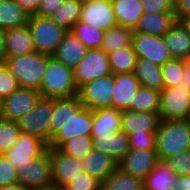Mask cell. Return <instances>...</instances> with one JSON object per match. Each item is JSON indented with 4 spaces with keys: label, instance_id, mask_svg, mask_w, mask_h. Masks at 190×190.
I'll list each match as a JSON object with an SVG mask.
<instances>
[{
    "label": "cell",
    "instance_id": "f35d334b",
    "mask_svg": "<svg viewBox=\"0 0 190 190\" xmlns=\"http://www.w3.org/2000/svg\"><path fill=\"white\" fill-rule=\"evenodd\" d=\"M20 134L21 130L17 121L0 118V155L16 143Z\"/></svg>",
    "mask_w": 190,
    "mask_h": 190
},
{
    "label": "cell",
    "instance_id": "11a10c76",
    "mask_svg": "<svg viewBox=\"0 0 190 190\" xmlns=\"http://www.w3.org/2000/svg\"><path fill=\"white\" fill-rule=\"evenodd\" d=\"M25 190H51V188H37V187H33V188H25Z\"/></svg>",
    "mask_w": 190,
    "mask_h": 190
},
{
    "label": "cell",
    "instance_id": "ba28073f",
    "mask_svg": "<svg viewBox=\"0 0 190 190\" xmlns=\"http://www.w3.org/2000/svg\"><path fill=\"white\" fill-rule=\"evenodd\" d=\"M73 73L78 88L89 81L112 74L108 54L101 48L88 49Z\"/></svg>",
    "mask_w": 190,
    "mask_h": 190
},
{
    "label": "cell",
    "instance_id": "d590c367",
    "mask_svg": "<svg viewBox=\"0 0 190 190\" xmlns=\"http://www.w3.org/2000/svg\"><path fill=\"white\" fill-rule=\"evenodd\" d=\"M88 49L101 48L105 31L91 28L89 24L82 21L76 22L70 30Z\"/></svg>",
    "mask_w": 190,
    "mask_h": 190
},
{
    "label": "cell",
    "instance_id": "74e56055",
    "mask_svg": "<svg viewBox=\"0 0 190 190\" xmlns=\"http://www.w3.org/2000/svg\"><path fill=\"white\" fill-rule=\"evenodd\" d=\"M184 59L172 58L161 66L164 88L180 86L183 78Z\"/></svg>",
    "mask_w": 190,
    "mask_h": 190
},
{
    "label": "cell",
    "instance_id": "52a82bcc",
    "mask_svg": "<svg viewBox=\"0 0 190 190\" xmlns=\"http://www.w3.org/2000/svg\"><path fill=\"white\" fill-rule=\"evenodd\" d=\"M160 97V120L190 118L189 88L182 85L164 88Z\"/></svg>",
    "mask_w": 190,
    "mask_h": 190
},
{
    "label": "cell",
    "instance_id": "7dc6e473",
    "mask_svg": "<svg viewBox=\"0 0 190 190\" xmlns=\"http://www.w3.org/2000/svg\"><path fill=\"white\" fill-rule=\"evenodd\" d=\"M175 18L177 21L183 22L190 18V0H175Z\"/></svg>",
    "mask_w": 190,
    "mask_h": 190
},
{
    "label": "cell",
    "instance_id": "bcb514c9",
    "mask_svg": "<svg viewBox=\"0 0 190 190\" xmlns=\"http://www.w3.org/2000/svg\"><path fill=\"white\" fill-rule=\"evenodd\" d=\"M65 0H42L35 15L50 17Z\"/></svg>",
    "mask_w": 190,
    "mask_h": 190
},
{
    "label": "cell",
    "instance_id": "ee69618b",
    "mask_svg": "<svg viewBox=\"0 0 190 190\" xmlns=\"http://www.w3.org/2000/svg\"><path fill=\"white\" fill-rule=\"evenodd\" d=\"M17 183L18 170L4 155H0V187Z\"/></svg>",
    "mask_w": 190,
    "mask_h": 190
},
{
    "label": "cell",
    "instance_id": "83f0119b",
    "mask_svg": "<svg viewBox=\"0 0 190 190\" xmlns=\"http://www.w3.org/2000/svg\"><path fill=\"white\" fill-rule=\"evenodd\" d=\"M92 138L94 149L111 155L117 163H119L130 149L128 137L122 131L107 136Z\"/></svg>",
    "mask_w": 190,
    "mask_h": 190
},
{
    "label": "cell",
    "instance_id": "3957f363",
    "mask_svg": "<svg viewBox=\"0 0 190 190\" xmlns=\"http://www.w3.org/2000/svg\"><path fill=\"white\" fill-rule=\"evenodd\" d=\"M43 98L61 99L78 95L73 69L51 56L39 90Z\"/></svg>",
    "mask_w": 190,
    "mask_h": 190
},
{
    "label": "cell",
    "instance_id": "c3c4849f",
    "mask_svg": "<svg viewBox=\"0 0 190 190\" xmlns=\"http://www.w3.org/2000/svg\"><path fill=\"white\" fill-rule=\"evenodd\" d=\"M28 15H35L42 0H14Z\"/></svg>",
    "mask_w": 190,
    "mask_h": 190
},
{
    "label": "cell",
    "instance_id": "6f0895ef",
    "mask_svg": "<svg viewBox=\"0 0 190 190\" xmlns=\"http://www.w3.org/2000/svg\"><path fill=\"white\" fill-rule=\"evenodd\" d=\"M2 100L0 99V118H1Z\"/></svg>",
    "mask_w": 190,
    "mask_h": 190
},
{
    "label": "cell",
    "instance_id": "7c38bea8",
    "mask_svg": "<svg viewBox=\"0 0 190 190\" xmlns=\"http://www.w3.org/2000/svg\"><path fill=\"white\" fill-rule=\"evenodd\" d=\"M132 47L137 57L148 59L159 66L173 58L169 48L165 45L163 36L134 32Z\"/></svg>",
    "mask_w": 190,
    "mask_h": 190
},
{
    "label": "cell",
    "instance_id": "7a4b0ae2",
    "mask_svg": "<svg viewBox=\"0 0 190 190\" xmlns=\"http://www.w3.org/2000/svg\"><path fill=\"white\" fill-rule=\"evenodd\" d=\"M50 55L34 52L15 57H5L4 64L20 87L41 89Z\"/></svg>",
    "mask_w": 190,
    "mask_h": 190
},
{
    "label": "cell",
    "instance_id": "8d00e7d4",
    "mask_svg": "<svg viewBox=\"0 0 190 190\" xmlns=\"http://www.w3.org/2000/svg\"><path fill=\"white\" fill-rule=\"evenodd\" d=\"M56 149L64 155L82 159L94 149L93 138L91 136L74 137L63 141Z\"/></svg>",
    "mask_w": 190,
    "mask_h": 190
},
{
    "label": "cell",
    "instance_id": "e575fe53",
    "mask_svg": "<svg viewBox=\"0 0 190 190\" xmlns=\"http://www.w3.org/2000/svg\"><path fill=\"white\" fill-rule=\"evenodd\" d=\"M132 101L129 110L145 113H159L160 111V92L150 88L140 87Z\"/></svg>",
    "mask_w": 190,
    "mask_h": 190
},
{
    "label": "cell",
    "instance_id": "9f6ffc18",
    "mask_svg": "<svg viewBox=\"0 0 190 190\" xmlns=\"http://www.w3.org/2000/svg\"><path fill=\"white\" fill-rule=\"evenodd\" d=\"M183 22L187 26L189 33H190V18L185 19Z\"/></svg>",
    "mask_w": 190,
    "mask_h": 190
},
{
    "label": "cell",
    "instance_id": "db71d44e",
    "mask_svg": "<svg viewBox=\"0 0 190 190\" xmlns=\"http://www.w3.org/2000/svg\"><path fill=\"white\" fill-rule=\"evenodd\" d=\"M51 190H68L66 187L63 186H53Z\"/></svg>",
    "mask_w": 190,
    "mask_h": 190
},
{
    "label": "cell",
    "instance_id": "8fae6325",
    "mask_svg": "<svg viewBox=\"0 0 190 190\" xmlns=\"http://www.w3.org/2000/svg\"><path fill=\"white\" fill-rule=\"evenodd\" d=\"M48 145L31 134H20L16 143L3 155L18 170L29 165L34 158L39 157L47 150Z\"/></svg>",
    "mask_w": 190,
    "mask_h": 190
},
{
    "label": "cell",
    "instance_id": "d6986e66",
    "mask_svg": "<svg viewBox=\"0 0 190 190\" xmlns=\"http://www.w3.org/2000/svg\"><path fill=\"white\" fill-rule=\"evenodd\" d=\"M121 121V131L126 135L156 133L160 117L159 113H145L126 109L122 110Z\"/></svg>",
    "mask_w": 190,
    "mask_h": 190
},
{
    "label": "cell",
    "instance_id": "cb8c5ba5",
    "mask_svg": "<svg viewBox=\"0 0 190 190\" xmlns=\"http://www.w3.org/2000/svg\"><path fill=\"white\" fill-rule=\"evenodd\" d=\"M93 112L91 137L107 136L121 132L122 110L115 108L97 109Z\"/></svg>",
    "mask_w": 190,
    "mask_h": 190
},
{
    "label": "cell",
    "instance_id": "1f68e13d",
    "mask_svg": "<svg viewBox=\"0 0 190 190\" xmlns=\"http://www.w3.org/2000/svg\"><path fill=\"white\" fill-rule=\"evenodd\" d=\"M101 190H145L144 180L117 168L101 182Z\"/></svg>",
    "mask_w": 190,
    "mask_h": 190
},
{
    "label": "cell",
    "instance_id": "7bdbcfd3",
    "mask_svg": "<svg viewBox=\"0 0 190 190\" xmlns=\"http://www.w3.org/2000/svg\"><path fill=\"white\" fill-rule=\"evenodd\" d=\"M65 187L68 190H101V182L88 173L82 172Z\"/></svg>",
    "mask_w": 190,
    "mask_h": 190
},
{
    "label": "cell",
    "instance_id": "4fadbf2b",
    "mask_svg": "<svg viewBox=\"0 0 190 190\" xmlns=\"http://www.w3.org/2000/svg\"><path fill=\"white\" fill-rule=\"evenodd\" d=\"M47 150L51 158L54 186L65 187L84 172L81 159L64 155L56 148L47 147Z\"/></svg>",
    "mask_w": 190,
    "mask_h": 190
},
{
    "label": "cell",
    "instance_id": "ffe728a7",
    "mask_svg": "<svg viewBox=\"0 0 190 190\" xmlns=\"http://www.w3.org/2000/svg\"><path fill=\"white\" fill-rule=\"evenodd\" d=\"M36 52L27 25L5 31V57H15Z\"/></svg>",
    "mask_w": 190,
    "mask_h": 190
},
{
    "label": "cell",
    "instance_id": "f5cc1de1",
    "mask_svg": "<svg viewBox=\"0 0 190 190\" xmlns=\"http://www.w3.org/2000/svg\"><path fill=\"white\" fill-rule=\"evenodd\" d=\"M83 4H88V3H95V2H100L103 0H81Z\"/></svg>",
    "mask_w": 190,
    "mask_h": 190
},
{
    "label": "cell",
    "instance_id": "44dd1931",
    "mask_svg": "<svg viewBox=\"0 0 190 190\" xmlns=\"http://www.w3.org/2000/svg\"><path fill=\"white\" fill-rule=\"evenodd\" d=\"M87 50L85 44L68 31L52 56L74 70L86 55Z\"/></svg>",
    "mask_w": 190,
    "mask_h": 190
},
{
    "label": "cell",
    "instance_id": "7402d4cb",
    "mask_svg": "<svg viewBox=\"0 0 190 190\" xmlns=\"http://www.w3.org/2000/svg\"><path fill=\"white\" fill-rule=\"evenodd\" d=\"M81 161L84 172L100 182L118 168V163L111 155L96 149L90 151Z\"/></svg>",
    "mask_w": 190,
    "mask_h": 190
},
{
    "label": "cell",
    "instance_id": "4316f807",
    "mask_svg": "<svg viewBox=\"0 0 190 190\" xmlns=\"http://www.w3.org/2000/svg\"><path fill=\"white\" fill-rule=\"evenodd\" d=\"M134 75L145 88L161 92L164 89L161 66L150 62L148 59L137 57Z\"/></svg>",
    "mask_w": 190,
    "mask_h": 190
},
{
    "label": "cell",
    "instance_id": "5bb4252c",
    "mask_svg": "<svg viewBox=\"0 0 190 190\" xmlns=\"http://www.w3.org/2000/svg\"><path fill=\"white\" fill-rule=\"evenodd\" d=\"M145 190H189L188 176H179L159 160L155 168L144 179Z\"/></svg>",
    "mask_w": 190,
    "mask_h": 190
},
{
    "label": "cell",
    "instance_id": "603a6c76",
    "mask_svg": "<svg viewBox=\"0 0 190 190\" xmlns=\"http://www.w3.org/2000/svg\"><path fill=\"white\" fill-rule=\"evenodd\" d=\"M165 45L173 58L188 59L190 55V33L184 22L175 21L163 36Z\"/></svg>",
    "mask_w": 190,
    "mask_h": 190
},
{
    "label": "cell",
    "instance_id": "681fc988",
    "mask_svg": "<svg viewBox=\"0 0 190 190\" xmlns=\"http://www.w3.org/2000/svg\"><path fill=\"white\" fill-rule=\"evenodd\" d=\"M181 85L190 88V60H184L183 78Z\"/></svg>",
    "mask_w": 190,
    "mask_h": 190
},
{
    "label": "cell",
    "instance_id": "2e32d148",
    "mask_svg": "<svg viewBox=\"0 0 190 190\" xmlns=\"http://www.w3.org/2000/svg\"><path fill=\"white\" fill-rule=\"evenodd\" d=\"M158 161L156 150L129 149L128 153L119 161L118 168L144 180Z\"/></svg>",
    "mask_w": 190,
    "mask_h": 190
},
{
    "label": "cell",
    "instance_id": "f907efd6",
    "mask_svg": "<svg viewBox=\"0 0 190 190\" xmlns=\"http://www.w3.org/2000/svg\"><path fill=\"white\" fill-rule=\"evenodd\" d=\"M5 31L0 27V62L5 60Z\"/></svg>",
    "mask_w": 190,
    "mask_h": 190
},
{
    "label": "cell",
    "instance_id": "d6a6232c",
    "mask_svg": "<svg viewBox=\"0 0 190 190\" xmlns=\"http://www.w3.org/2000/svg\"><path fill=\"white\" fill-rule=\"evenodd\" d=\"M108 60L112 74L133 73L137 55L131 45L110 52Z\"/></svg>",
    "mask_w": 190,
    "mask_h": 190
},
{
    "label": "cell",
    "instance_id": "8992f818",
    "mask_svg": "<svg viewBox=\"0 0 190 190\" xmlns=\"http://www.w3.org/2000/svg\"><path fill=\"white\" fill-rule=\"evenodd\" d=\"M114 74L102 76L89 81L78 88V97L86 107L92 111L112 108Z\"/></svg>",
    "mask_w": 190,
    "mask_h": 190
},
{
    "label": "cell",
    "instance_id": "4dcf8cb0",
    "mask_svg": "<svg viewBox=\"0 0 190 190\" xmlns=\"http://www.w3.org/2000/svg\"><path fill=\"white\" fill-rule=\"evenodd\" d=\"M134 30L121 24H116L105 31L101 49L109 54L116 49L132 45Z\"/></svg>",
    "mask_w": 190,
    "mask_h": 190
},
{
    "label": "cell",
    "instance_id": "ab89813d",
    "mask_svg": "<svg viewBox=\"0 0 190 190\" xmlns=\"http://www.w3.org/2000/svg\"><path fill=\"white\" fill-rule=\"evenodd\" d=\"M164 162L179 176H190V149L170 156Z\"/></svg>",
    "mask_w": 190,
    "mask_h": 190
},
{
    "label": "cell",
    "instance_id": "ac0fdd59",
    "mask_svg": "<svg viewBox=\"0 0 190 190\" xmlns=\"http://www.w3.org/2000/svg\"><path fill=\"white\" fill-rule=\"evenodd\" d=\"M112 108L126 110L134 101L140 82L134 73L114 74Z\"/></svg>",
    "mask_w": 190,
    "mask_h": 190
},
{
    "label": "cell",
    "instance_id": "f546056e",
    "mask_svg": "<svg viewBox=\"0 0 190 190\" xmlns=\"http://www.w3.org/2000/svg\"><path fill=\"white\" fill-rule=\"evenodd\" d=\"M29 16L14 0L0 2V27L4 30L27 25Z\"/></svg>",
    "mask_w": 190,
    "mask_h": 190
},
{
    "label": "cell",
    "instance_id": "5b68a950",
    "mask_svg": "<svg viewBox=\"0 0 190 190\" xmlns=\"http://www.w3.org/2000/svg\"><path fill=\"white\" fill-rule=\"evenodd\" d=\"M53 107L54 99L41 97L37 104L17 121L21 132L36 136L49 145Z\"/></svg>",
    "mask_w": 190,
    "mask_h": 190
},
{
    "label": "cell",
    "instance_id": "b9f144b4",
    "mask_svg": "<svg viewBox=\"0 0 190 190\" xmlns=\"http://www.w3.org/2000/svg\"><path fill=\"white\" fill-rule=\"evenodd\" d=\"M19 84L17 80L9 72L4 62H0V99H4L11 95Z\"/></svg>",
    "mask_w": 190,
    "mask_h": 190
},
{
    "label": "cell",
    "instance_id": "6da1fadb",
    "mask_svg": "<svg viewBox=\"0 0 190 190\" xmlns=\"http://www.w3.org/2000/svg\"><path fill=\"white\" fill-rule=\"evenodd\" d=\"M187 149H190V118L160 120L155 144L158 159L164 161Z\"/></svg>",
    "mask_w": 190,
    "mask_h": 190
},
{
    "label": "cell",
    "instance_id": "836d02e7",
    "mask_svg": "<svg viewBox=\"0 0 190 190\" xmlns=\"http://www.w3.org/2000/svg\"><path fill=\"white\" fill-rule=\"evenodd\" d=\"M82 5L81 0H65L50 17L58 25L70 31L80 20Z\"/></svg>",
    "mask_w": 190,
    "mask_h": 190
},
{
    "label": "cell",
    "instance_id": "60d3db41",
    "mask_svg": "<svg viewBox=\"0 0 190 190\" xmlns=\"http://www.w3.org/2000/svg\"><path fill=\"white\" fill-rule=\"evenodd\" d=\"M127 137L130 149L155 150L156 133H134Z\"/></svg>",
    "mask_w": 190,
    "mask_h": 190
},
{
    "label": "cell",
    "instance_id": "277c9868",
    "mask_svg": "<svg viewBox=\"0 0 190 190\" xmlns=\"http://www.w3.org/2000/svg\"><path fill=\"white\" fill-rule=\"evenodd\" d=\"M27 26L30 29L36 52L52 56L65 34V28L58 25L51 17L29 16Z\"/></svg>",
    "mask_w": 190,
    "mask_h": 190
},
{
    "label": "cell",
    "instance_id": "9a60e30c",
    "mask_svg": "<svg viewBox=\"0 0 190 190\" xmlns=\"http://www.w3.org/2000/svg\"><path fill=\"white\" fill-rule=\"evenodd\" d=\"M92 124V110L82 107L75 116L66 121L61 130L51 139L48 147L57 148L63 141L74 137L91 136Z\"/></svg>",
    "mask_w": 190,
    "mask_h": 190
},
{
    "label": "cell",
    "instance_id": "e0dca14e",
    "mask_svg": "<svg viewBox=\"0 0 190 190\" xmlns=\"http://www.w3.org/2000/svg\"><path fill=\"white\" fill-rule=\"evenodd\" d=\"M80 21L89 24L91 28L108 30L118 24L111 0L83 4Z\"/></svg>",
    "mask_w": 190,
    "mask_h": 190
},
{
    "label": "cell",
    "instance_id": "680465c9",
    "mask_svg": "<svg viewBox=\"0 0 190 190\" xmlns=\"http://www.w3.org/2000/svg\"><path fill=\"white\" fill-rule=\"evenodd\" d=\"M188 189L190 190V176H188Z\"/></svg>",
    "mask_w": 190,
    "mask_h": 190
},
{
    "label": "cell",
    "instance_id": "9c48e42d",
    "mask_svg": "<svg viewBox=\"0 0 190 190\" xmlns=\"http://www.w3.org/2000/svg\"><path fill=\"white\" fill-rule=\"evenodd\" d=\"M18 183L25 188H52L54 186L48 150L34 158L29 165L18 169Z\"/></svg>",
    "mask_w": 190,
    "mask_h": 190
},
{
    "label": "cell",
    "instance_id": "f1b7e54d",
    "mask_svg": "<svg viewBox=\"0 0 190 190\" xmlns=\"http://www.w3.org/2000/svg\"><path fill=\"white\" fill-rule=\"evenodd\" d=\"M118 24L133 30L144 14L141 0H111Z\"/></svg>",
    "mask_w": 190,
    "mask_h": 190
},
{
    "label": "cell",
    "instance_id": "484cf974",
    "mask_svg": "<svg viewBox=\"0 0 190 190\" xmlns=\"http://www.w3.org/2000/svg\"><path fill=\"white\" fill-rule=\"evenodd\" d=\"M83 107L78 96L54 99L51 120V139L61 130L66 121L75 116Z\"/></svg>",
    "mask_w": 190,
    "mask_h": 190
},
{
    "label": "cell",
    "instance_id": "30bf717a",
    "mask_svg": "<svg viewBox=\"0 0 190 190\" xmlns=\"http://www.w3.org/2000/svg\"><path fill=\"white\" fill-rule=\"evenodd\" d=\"M41 97L39 90L19 86L11 95L2 99L1 118L18 121Z\"/></svg>",
    "mask_w": 190,
    "mask_h": 190
},
{
    "label": "cell",
    "instance_id": "d4e9b609",
    "mask_svg": "<svg viewBox=\"0 0 190 190\" xmlns=\"http://www.w3.org/2000/svg\"><path fill=\"white\" fill-rule=\"evenodd\" d=\"M176 21L175 13H144L134 32L164 36Z\"/></svg>",
    "mask_w": 190,
    "mask_h": 190
},
{
    "label": "cell",
    "instance_id": "816d5d0a",
    "mask_svg": "<svg viewBox=\"0 0 190 190\" xmlns=\"http://www.w3.org/2000/svg\"><path fill=\"white\" fill-rule=\"evenodd\" d=\"M0 190H25V187L17 183V184H10V185L0 187Z\"/></svg>",
    "mask_w": 190,
    "mask_h": 190
},
{
    "label": "cell",
    "instance_id": "f6af8a7d",
    "mask_svg": "<svg viewBox=\"0 0 190 190\" xmlns=\"http://www.w3.org/2000/svg\"><path fill=\"white\" fill-rule=\"evenodd\" d=\"M144 13H175L174 0H141Z\"/></svg>",
    "mask_w": 190,
    "mask_h": 190
}]
</instances>
